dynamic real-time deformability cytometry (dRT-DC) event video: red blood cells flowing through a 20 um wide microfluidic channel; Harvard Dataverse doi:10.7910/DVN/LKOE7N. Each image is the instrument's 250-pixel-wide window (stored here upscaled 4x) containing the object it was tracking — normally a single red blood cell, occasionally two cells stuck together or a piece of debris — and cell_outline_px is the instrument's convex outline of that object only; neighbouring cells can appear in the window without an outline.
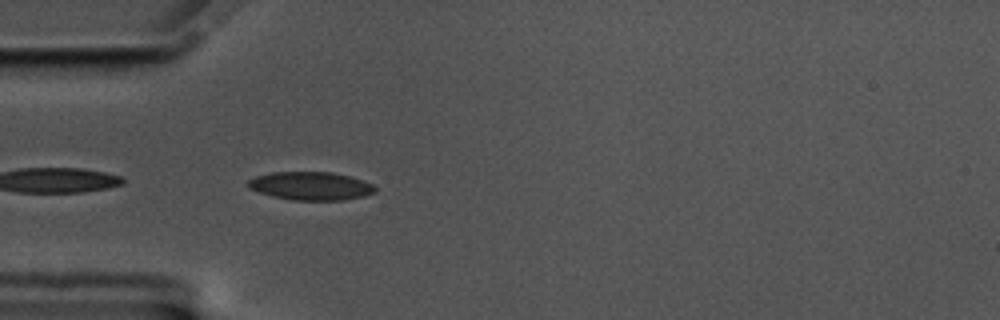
{"species": "common noctule bat (a hibernating species)", "species_latin": "Nyctalus noctula", "temperature_condition": "cold", "stored_images_in_passage": 41, "camera_frame_rate_fps": 3000, "um_per_image_px": 0.085, "animal": {"sex": "male", "body_mass_g": 17.5, "forearm_length_mm": 52.3}, "frame": {"image": 1, "passage_image": 2, "time_ms": 0.333, "image_size_px": [1000, 320], "cell_outline_px": [[376, 192], [364, 196], [344, 200], [292, 200], [272, 196], [248, 188], [248, 180], [256, 176], [272, 172], [332, 172], [348, 176], [372, 184], [376, 188]], "centroid_in_image_um": [26.41, 15.81], "position_along_channel_um": 58.6, "area_um2": 20.81}}
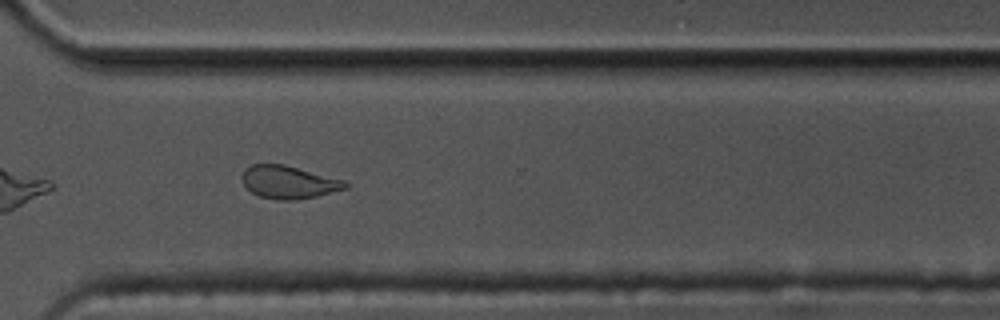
{"frame": {"image": 2, "passage_image": 27, "time_ms": 8.667, "image_size_px": [1000, 320], "cell_outline_px": [[348, 188], [316, 196], [296, 200], [276, 200], [260, 196], [252, 192], [240, 180], [240, 176], [252, 164], [284, 164], [344, 180], [348, 184]], "centroid_in_image_um": [24.53, 15.49], "position_along_channel_um": 346.1, "area_um2": 19.65}}
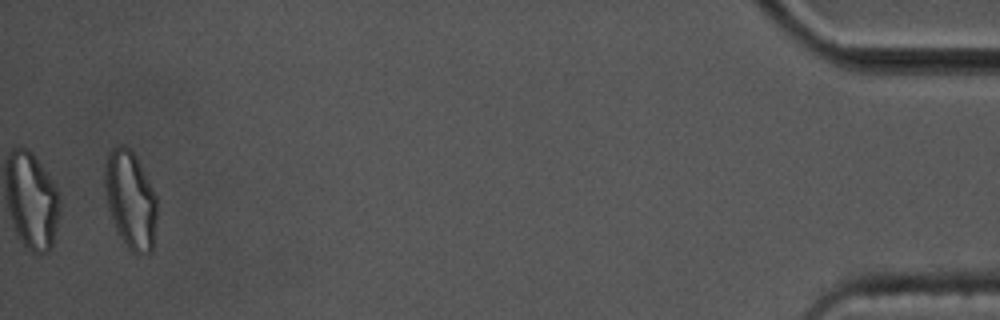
{"frame": {"image": 3, "passage_image": 41, "time_ms": 13.333, "image_size_px": [1000, 320], "cell_outline_px": [[156, 220], [152, 252], [132, 252], [124, 244], [116, 232], [108, 204], [104, 180], [104, 172], [108, 152], [112, 148], [120, 144], [124, 144], [136, 156], [156, 196]], "centroid_in_image_um": [11.08, 16.97], "position_along_channel_um": 424.1, "area_um2": 29.42}, "authors_computed_cell_mechanics": {"area_um2": 20.7502, "velocity_mm_per_s": 3.4901, "shape_relaxation_time_tau1_ms": 7.2183, "shape_relaxation_time_tau2_ms": 1.8169, "deformation_change_tau1": 0.1415, "deformation_change_tau2": 0.0682}}